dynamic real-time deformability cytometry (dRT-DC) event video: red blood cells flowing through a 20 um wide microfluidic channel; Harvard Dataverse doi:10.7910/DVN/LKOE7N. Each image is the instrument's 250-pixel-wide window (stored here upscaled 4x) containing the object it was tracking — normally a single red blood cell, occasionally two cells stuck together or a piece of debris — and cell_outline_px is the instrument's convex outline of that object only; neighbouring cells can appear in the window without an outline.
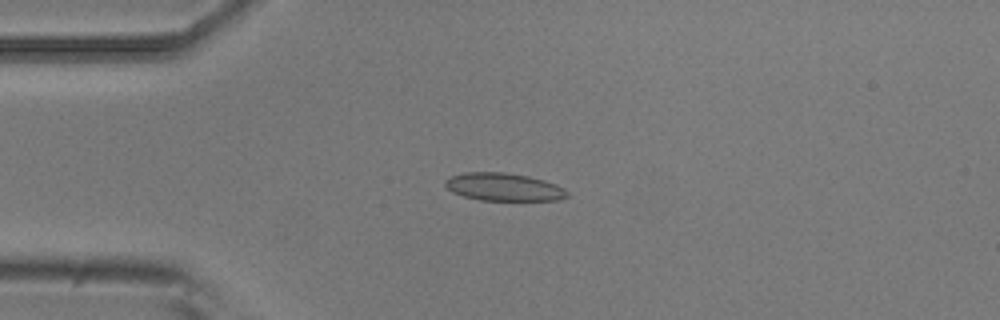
{"species": "common noctule bat (a hibernating species)", "species_latin": "Nyctalus noctula", "temperature_condition": "room temperature", "stored_images_in_passage": 6, "camera_frame_rate_fps": 3000, "um_per_image_px": 0.085, "animal": {"sex": "male", "body_mass_g": 20.5, "forearm_length_mm": 52.5}, "frame": {"image": 1, "passage_image": 4, "time_ms": 1.0, "image_size_px": [1000, 320], "cell_outline_px": [[568, 196], [560, 200], [480, 200], [464, 196], [452, 192], [444, 184], [444, 180], [452, 176], [464, 172], [504, 172], [528, 176], [544, 180], [556, 184], [564, 188], [568, 192]], "centroid_in_image_um": [42.82, 15.89], "position_along_channel_um": 42.2, "area_um2": 19.77}}
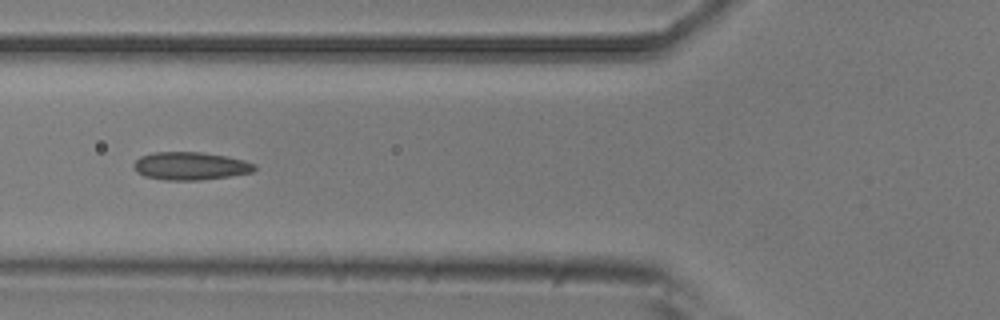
{"frame": {"image": 2, "passage_image": 6, "time_ms": 1.667, "image_size_px": [1000, 320], "cell_outline_px": [[256, 168], [252, 172], [228, 176], [200, 180], [164, 180], [144, 176], [136, 172], [132, 164], [140, 156], [156, 152], [200, 152], [228, 156], [244, 160], [256, 164]], "centroid_in_image_um": [16.17, 14.1], "position_along_channel_um": 109.6, "area_um2": 19.71}}